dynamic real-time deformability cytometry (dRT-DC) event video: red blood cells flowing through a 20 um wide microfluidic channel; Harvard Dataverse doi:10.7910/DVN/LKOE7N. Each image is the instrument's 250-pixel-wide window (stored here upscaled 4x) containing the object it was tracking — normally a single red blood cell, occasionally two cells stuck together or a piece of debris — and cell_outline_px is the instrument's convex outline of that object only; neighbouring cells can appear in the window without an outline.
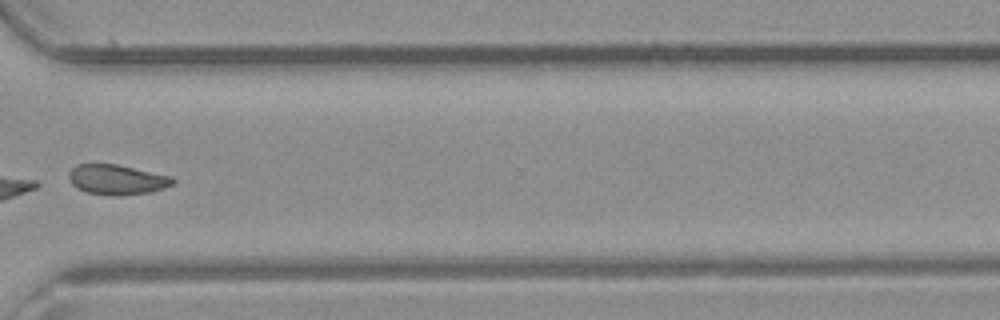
{"species": "common noctule bat (a hibernating species)", "species_latin": "Nyctalus noctula", "temperature_condition": "room temperature", "stored_images_in_passage": 30, "camera_frame_rate_fps": 3000, "um_per_image_px": 0.085, "animal": {"sex": "male", "body_mass_g": 23.1, "forearm_length_mm": 52.7}, "frame": {"image": 1, "passage_image": 22, "time_ms": 7.0, "image_size_px": [1000, 320], "cell_outline_px": [[176, 180], [172, 184], [148, 192], [120, 196], [108, 196], [88, 192], [76, 188], [72, 184], [68, 176], [68, 172], [76, 164], [116, 164], [172, 176]], "centroid_in_image_um": [9.89, 15.26], "position_along_channel_um": 360.7, "area_um2": 18.15}}